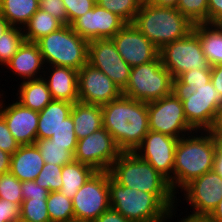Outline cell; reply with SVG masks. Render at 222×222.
Listing matches in <instances>:
<instances>
[{
	"label": "cell",
	"instance_id": "cell-8",
	"mask_svg": "<svg viewBox=\"0 0 222 222\" xmlns=\"http://www.w3.org/2000/svg\"><path fill=\"white\" fill-rule=\"evenodd\" d=\"M159 56L162 65L177 78L182 73L191 69H211L202 51L198 35L191 31L186 37L164 45Z\"/></svg>",
	"mask_w": 222,
	"mask_h": 222
},
{
	"label": "cell",
	"instance_id": "cell-55",
	"mask_svg": "<svg viewBox=\"0 0 222 222\" xmlns=\"http://www.w3.org/2000/svg\"><path fill=\"white\" fill-rule=\"evenodd\" d=\"M215 169L222 176V155H216Z\"/></svg>",
	"mask_w": 222,
	"mask_h": 222
},
{
	"label": "cell",
	"instance_id": "cell-50",
	"mask_svg": "<svg viewBox=\"0 0 222 222\" xmlns=\"http://www.w3.org/2000/svg\"><path fill=\"white\" fill-rule=\"evenodd\" d=\"M179 0H151L150 2L158 7L177 8Z\"/></svg>",
	"mask_w": 222,
	"mask_h": 222
},
{
	"label": "cell",
	"instance_id": "cell-38",
	"mask_svg": "<svg viewBox=\"0 0 222 222\" xmlns=\"http://www.w3.org/2000/svg\"><path fill=\"white\" fill-rule=\"evenodd\" d=\"M62 168L63 166L45 163L34 181L49 192L59 191L62 187Z\"/></svg>",
	"mask_w": 222,
	"mask_h": 222
},
{
	"label": "cell",
	"instance_id": "cell-48",
	"mask_svg": "<svg viewBox=\"0 0 222 222\" xmlns=\"http://www.w3.org/2000/svg\"><path fill=\"white\" fill-rule=\"evenodd\" d=\"M11 154L0 149V175L10 171Z\"/></svg>",
	"mask_w": 222,
	"mask_h": 222
},
{
	"label": "cell",
	"instance_id": "cell-56",
	"mask_svg": "<svg viewBox=\"0 0 222 222\" xmlns=\"http://www.w3.org/2000/svg\"><path fill=\"white\" fill-rule=\"evenodd\" d=\"M142 2H150L151 0H141Z\"/></svg>",
	"mask_w": 222,
	"mask_h": 222
},
{
	"label": "cell",
	"instance_id": "cell-6",
	"mask_svg": "<svg viewBox=\"0 0 222 222\" xmlns=\"http://www.w3.org/2000/svg\"><path fill=\"white\" fill-rule=\"evenodd\" d=\"M45 66L69 67L80 70L88 62V41L80 37L70 25L36 41Z\"/></svg>",
	"mask_w": 222,
	"mask_h": 222
},
{
	"label": "cell",
	"instance_id": "cell-9",
	"mask_svg": "<svg viewBox=\"0 0 222 222\" xmlns=\"http://www.w3.org/2000/svg\"><path fill=\"white\" fill-rule=\"evenodd\" d=\"M75 222H94L110 208L109 171H96L72 199Z\"/></svg>",
	"mask_w": 222,
	"mask_h": 222
},
{
	"label": "cell",
	"instance_id": "cell-23",
	"mask_svg": "<svg viewBox=\"0 0 222 222\" xmlns=\"http://www.w3.org/2000/svg\"><path fill=\"white\" fill-rule=\"evenodd\" d=\"M73 103L63 100H52L39 112L37 139H50L60 128L63 120L70 116Z\"/></svg>",
	"mask_w": 222,
	"mask_h": 222
},
{
	"label": "cell",
	"instance_id": "cell-53",
	"mask_svg": "<svg viewBox=\"0 0 222 222\" xmlns=\"http://www.w3.org/2000/svg\"><path fill=\"white\" fill-rule=\"evenodd\" d=\"M209 132H221L222 133V105L220 106V110L218 113V117L213 129L208 130Z\"/></svg>",
	"mask_w": 222,
	"mask_h": 222
},
{
	"label": "cell",
	"instance_id": "cell-24",
	"mask_svg": "<svg viewBox=\"0 0 222 222\" xmlns=\"http://www.w3.org/2000/svg\"><path fill=\"white\" fill-rule=\"evenodd\" d=\"M193 31L199 37L209 66L222 65V24L197 23Z\"/></svg>",
	"mask_w": 222,
	"mask_h": 222
},
{
	"label": "cell",
	"instance_id": "cell-29",
	"mask_svg": "<svg viewBox=\"0 0 222 222\" xmlns=\"http://www.w3.org/2000/svg\"><path fill=\"white\" fill-rule=\"evenodd\" d=\"M210 81L211 69H191L173 79L172 92L183 101Z\"/></svg>",
	"mask_w": 222,
	"mask_h": 222
},
{
	"label": "cell",
	"instance_id": "cell-51",
	"mask_svg": "<svg viewBox=\"0 0 222 222\" xmlns=\"http://www.w3.org/2000/svg\"><path fill=\"white\" fill-rule=\"evenodd\" d=\"M215 143L216 155H222V133L210 132Z\"/></svg>",
	"mask_w": 222,
	"mask_h": 222
},
{
	"label": "cell",
	"instance_id": "cell-31",
	"mask_svg": "<svg viewBox=\"0 0 222 222\" xmlns=\"http://www.w3.org/2000/svg\"><path fill=\"white\" fill-rule=\"evenodd\" d=\"M46 202L50 222H75L72 200L60 190L49 192Z\"/></svg>",
	"mask_w": 222,
	"mask_h": 222
},
{
	"label": "cell",
	"instance_id": "cell-18",
	"mask_svg": "<svg viewBox=\"0 0 222 222\" xmlns=\"http://www.w3.org/2000/svg\"><path fill=\"white\" fill-rule=\"evenodd\" d=\"M125 24L126 22L117 14L96 4L70 26L89 42L95 39H111Z\"/></svg>",
	"mask_w": 222,
	"mask_h": 222
},
{
	"label": "cell",
	"instance_id": "cell-30",
	"mask_svg": "<svg viewBox=\"0 0 222 222\" xmlns=\"http://www.w3.org/2000/svg\"><path fill=\"white\" fill-rule=\"evenodd\" d=\"M63 26L61 21L39 8L23 27V34L26 41L36 42L41 37L57 31Z\"/></svg>",
	"mask_w": 222,
	"mask_h": 222
},
{
	"label": "cell",
	"instance_id": "cell-36",
	"mask_svg": "<svg viewBox=\"0 0 222 222\" xmlns=\"http://www.w3.org/2000/svg\"><path fill=\"white\" fill-rule=\"evenodd\" d=\"M176 9L193 24L208 23V0H179Z\"/></svg>",
	"mask_w": 222,
	"mask_h": 222
},
{
	"label": "cell",
	"instance_id": "cell-2",
	"mask_svg": "<svg viewBox=\"0 0 222 222\" xmlns=\"http://www.w3.org/2000/svg\"><path fill=\"white\" fill-rule=\"evenodd\" d=\"M176 196L128 188L117 183L109 173L110 207L132 222H169L177 214L180 199Z\"/></svg>",
	"mask_w": 222,
	"mask_h": 222
},
{
	"label": "cell",
	"instance_id": "cell-35",
	"mask_svg": "<svg viewBox=\"0 0 222 222\" xmlns=\"http://www.w3.org/2000/svg\"><path fill=\"white\" fill-rule=\"evenodd\" d=\"M96 4L112 13L117 14L126 23H132L139 11L141 0H96Z\"/></svg>",
	"mask_w": 222,
	"mask_h": 222
},
{
	"label": "cell",
	"instance_id": "cell-21",
	"mask_svg": "<svg viewBox=\"0 0 222 222\" xmlns=\"http://www.w3.org/2000/svg\"><path fill=\"white\" fill-rule=\"evenodd\" d=\"M5 68L23 79L20 81L42 78L45 63L37 43L25 40Z\"/></svg>",
	"mask_w": 222,
	"mask_h": 222
},
{
	"label": "cell",
	"instance_id": "cell-16",
	"mask_svg": "<svg viewBox=\"0 0 222 222\" xmlns=\"http://www.w3.org/2000/svg\"><path fill=\"white\" fill-rule=\"evenodd\" d=\"M121 95V89L106 74L88 62L78 70L79 102L102 106Z\"/></svg>",
	"mask_w": 222,
	"mask_h": 222
},
{
	"label": "cell",
	"instance_id": "cell-11",
	"mask_svg": "<svg viewBox=\"0 0 222 222\" xmlns=\"http://www.w3.org/2000/svg\"><path fill=\"white\" fill-rule=\"evenodd\" d=\"M121 153L112 135L103 127L78 140L74 161L89 165L96 171H109Z\"/></svg>",
	"mask_w": 222,
	"mask_h": 222
},
{
	"label": "cell",
	"instance_id": "cell-33",
	"mask_svg": "<svg viewBox=\"0 0 222 222\" xmlns=\"http://www.w3.org/2000/svg\"><path fill=\"white\" fill-rule=\"evenodd\" d=\"M23 29L10 27L0 37V65L6 66L24 43Z\"/></svg>",
	"mask_w": 222,
	"mask_h": 222
},
{
	"label": "cell",
	"instance_id": "cell-46",
	"mask_svg": "<svg viewBox=\"0 0 222 222\" xmlns=\"http://www.w3.org/2000/svg\"><path fill=\"white\" fill-rule=\"evenodd\" d=\"M94 222H132L113 208L107 209Z\"/></svg>",
	"mask_w": 222,
	"mask_h": 222
},
{
	"label": "cell",
	"instance_id": "cell-44",
	"mask_svg": "<svg viewBox=\"0 0 222 222\" xmlns=\"http://www.w3.org/2000/svg\"><path fill=\"white\" fill-rule=\"evenodd\" d=\"M23 200L29 198H48L49 190L37 185L35 181L21 182Z\"/></svg>",
	"mask_w": 222,
	"mask_h": 222
},
{
	"label": "cell",
	"instance_id": "cell-20",
	"mask_svg": "<svg viewBox=\"0 0 222 222\" xmlns=\"http://www.w3.org/2000/svg\"><path fill=\"white\" fill-rule=\"evenodd\" d=\"M45 67L42 78L47 83L52 99L70 103L79 102L78 71L54 65Z\"/></svg>",
	"mask_w": 222,
	"mask_h": 222
},
{
	"label": "cell",
	"instance_id": "cell-25",
	"mask_svg": "<svg viewBox=\"0 0 222 222\" xmlns=\"http://www.w3.org/2000/svg\"><path fill=\"white\" fill-rule=\"evenodd\" d=\"M77 139L87 137L103 128L101 105L73 103L71 114Z\"/></svg>",
	"mask_w": 222,
	"mask_h": 222
},
{
	"label": "cell",
	"instance_id": "cell-12",
	"mask_svg": "<svg viewBox=\"0 0 222 222\" xmlns=\"http://www.w3.org/2000/svg\"><path fill=\"white\" fill-rule=\"evenodd\" d=\"M184 114L188 124L198 131H208L213 129L220 106L222 105V96L208 82L190 97L182 101Z\"/></svg>",
	"mask_w": 222,
	"mask_h": 222
},
{
	"label": "cell",
	"instance_id": "cell-13",
	"mask_svg": "<svg viewBox=\"0 0 222 222\" xmlns=\"http://www.w3.org/2000/svg\"><path fill=\"white\" fill-rule=\"evenodd\" d=\"M193 211L190 215L208 216L222 199V176L216 169L186 184L180 193Z\"/></svg>",
	"mask_w": 222,
	"mask_h": 222
},
{
	"label": "cell",
	"instance_id": "cell-40",
	"mask_svg": "<svg viewBox=\"0 0 222 222\" xmlns=\"http://www.w3.org/2000/svg\"><path fill=\"white\" fill-rule=\"evenodd\" d=\"M68 18V25H71L77 18L93 9L96 0H63Z\"/></svg>",
	"mask_w": 222,
	"mask_h": 222
},
{
	"label": "cell",
	"instance_id": "cell-4",
	"mask_svg": "<svg viewBox=\"0 0 222 222\" xmlns=\"http://www.w3.org/2000/svg\"><path fill=\"white\" fill-rule=\"evenodd\" d=\"M132 24L159 50L186 37L194 27L176 8L158 7L151 2H142Z\"/></svg>",
	"mask_w": 222,
	"mask_h": 222
},
{
	"label": "cell",
	"instance_id": "cell-15",
	"mask_svg": "<svg viewBox=\"0 0 222 222\" xmlns=\"http://www.w3.org/2000/svg\"><path fill=\"white\" fill-rule=\"evenodd\" d=\"M88 63L106 74L121 91L126 87L132 67L120 56L112 39L89 41Z\"/></svg>",
	"mask_w": 222,
	"mask_h": 222
},
{
	"label": "cell",
	"instance_id": "cell-52",
	"mask_svg": "<svg viewBox=\"0 0 222 222\" xmlns=\"http://www.w3.org/2000/svg\"><path fill=\"white\" fill-rule=\"evenodd\" d=\"M188 214H186V217H182L180 218L181 221L179 222H211L209 220V218L207 216H194V215H189L187 216Z\"/></svg>",
	"mask_w": 222,
	"mask_h": 222
},
{
	"label": "cell",
	"instance_id": "cell-1",
	"mask_svg": "<svg viewBox=\"0 0 222 222\" xmlns=\"http://www.w3.org/2000/svg\"><path fill=\"white\" fill-rule=\"evenodd\" d=\"M103 127L122 152H134L149 131L147 103L121 95L101 106Z\"/></svg>",
	"mask_w": 222,
	"mask_h": 222
},
{
	"label": "cell",
	"instance_id": "cell-22",
	"mask_svg": "<svg viewBox=\"0 0 222 222\" xmlns=\"http://www.w3.org/2000/svg\"><path fill=\"white\" fill-rule=\"evenodd\" d=\"M39 149L35 144L20 145L11 155L10 173L19 181H34L44 166Z\"/></svg>",
	"mask_w": 222,
	"mask_h": 222
},
{
	"label": "cell",
	"instance_id": "cell-28",
	"mask_svg": "<svg viewBox=\"0 0 222 222\" xmlns=\"http://www.w3.org/2000/svg\"><path fill=\"white\" fill-rule=\"evenodd\" d=\"M95 172L96 170L93 167L77 161L64 165L62 168V187L60 192L72 200L80 187L83 186Z\"/></svg>",
	"mask_w": 222,
	"mask_h": 222
},
{
	"label": "cell",
	"instance_id": "cell-39",
	"mask_svg": "<svg viewBox=\"0 0 222 222\" xmlns=\"http://www.w3.org/2000/svg\"><path fill=\"white\" fill-rule=\"evenodd\" d=\"M50 139L54 141L55 144L67 146V150L74 154L78 139L75 134L74 122L71 115L63 120L60 128Z\"/></svg>",
	"mask_w": 222,
	"mask_h": 222
},
{
	"label": "cell",
	"instance_id": "cell-45",
	"mask_svg": "<svg viewBox=\"0 0 222 222\" xmlns=\"http://www.w3.org/2000/svg\"><path fill=\"white\" fill-rule=\"evenodd\" d=\"M208 23L222 24V0H208Z\"/></svg>",
	"mask_w": 222,
	"mask_h": 222
},
{
	"label": "cell",
	"instance_id": "cell-34",
	"mask_svg": "<svg viewBox=\"0 0 222 222\" xmlns=\"http://www.w3.org/2000/svg\"><path fill=\"white\" fill-rule=\"evenodd\" d=\"M47 198H29L20 206V220L24 222H50Z\"/></svg>",
	"mask_w": 222,
	"mask_h": 222
},
{
	"label": "cell",
	"instance_id": "cell-3",
	"mask_svg": "<svg viewBox=\"0 0 222 222\" xmlns=\"http://www.w3.org/2000/svg\"><path fill=\"white\" fill-rule=\"evenodd\" d=\"M216 148L209 131H198L179 138L175 148L173 192L179 194L191 180L215 169Z\"/></svg>",
	"mask_w": 222,
	"mask_h": 222
},
{
	"label": "cell",
	"instance_id": "cell-37",
	"mask_svg": "<svg viewBox=\"0 0 222 222\" xmlns=\"http://www.w3.org/2000/svg\"><path fill=\"white\" fill-rule=\"evenodd\" d=\"M0 199H7L20 206L23 202L21 181L10 172L0 175Z\"/></svg>",
	"mask_w": 222,
	"mask_h": 222
},
{
	"label": "cell",
	"instance_id": "cell-19",
	"mask_svg": "<svg viewBox=\"0 0 222 222\" xmlns=\"http://www.w3.org/2000/svg\"><path fill=\"white\" fill-rule=\"evenodd\" d=\"M4 96L0 91V99ZM0 100V115L5 119L8 129L20 145H32L37 140L39 112L22 106L19 102L5 105Z\"/></svg>",
	"mask_w": 222,
	"mask_h": 222
},
{
	"label": "cell",
	"instance_id": "cell-7",
	"mask_svg": "<svg viewBox=\"0 0 222 222\" xmlns=\"http://www.w3.org/2000/svg\"><path fill=\"white\" fill-rule=\"evenodd\" d=\"M173 77L162 65L160 56L153 61L131 68L122 95L149 103L172 93Z\"/></svg>",
	"mask_w": 222,
	"mask_h": 222
},
{
	"label": "cell",
	"instance_id": "cell-14",
	"mask_svg": "<svg viewBox=\"0 0 222 222\" xmlns=\"http://www.w3.org/2000/svg\"><path fill=\"white\" fill-rule=\"evenodd\" d=\"M178 140V138L149 130L141 144L134 150V153L168 180L172 191L175 148Z\"/></svg>",
	"mask_w": 222,
	"mask_h": 222
},
{
	"label": "cell",
	"instance_id": "cell-17",
	"mask_svg": "<svg viewBox=\"0 0 222 222\" xmlns=\"http://www.w3.org/2000/svg\"><path fill=\"white\" fill-rule=\"evenodd\" d=\"M120 56L131 67L159 57V49L132 23H126L112 38Z\"/></svg>",
	"mask_w": 222,
	"mask_h": 222
},
{
	"label": "cell",
	"instance_id": "cell-10",
	"mask_svg": "<svg viewBox=\"0 0 222 222\" xmlns=\"http://www.w3.org/2000/svg\"><path fill=\"white\" fill-rule=\"evenodd\" d=\"M149 130L182 138L195 130L188 124L182 101L171 94L147 103Z\"/></svg>",
	"mask_w": 222,
	"mask_h": 222
},
{
	"label": "cell",
	"instance_id": "cell-27",
	"mask_svg": "<svg viewBox=\"0 0 222 222\" xmlns=\"http://www.w3.org/2000/svg\"><path fill=\"white\" fill-rule=\"evenodd\" d=\"M39 8L38 0H0V14L12 27L23 29Z\"/></svg>",
	"mask_w": 222,
	"mask_h": 222
},
{
	"label": "cell",
	"instance_id": "cell-42",
	"mask_svg": "<svg viewBox=\"0 0 222 222\" xmlns=\"http://www.w3.org/2000/svg\"><path fill=\"white\" fill-rule=\"evenodd\" d=\"M40 9L51 14L64 25H68V18L63 0H43L40 2Z\"/></svg>",
	"mask_w": 222,
	"mask_h": 222
},
{
	"label": "cell",
	"instance_id": "cell-54",
	"mask_svg": "<svg viewBox=\"0 0 222 222\" xmlns=\"http://www.w3.org/2000/svg\"><path fill=\"white\" fill-rule=\"evenodd\" d=\"M9 22L0 14V37L10 28Z\"/></svg>",
	"mask_w": 222,
	"mask_h": 222
},
{
	"label": "cell",
	"instance_id": "cell-41",
	"mask_svg": "<svg viewBox=\"0 0 222 222\" xmlns=\"http://www.w3.org/2000/svg\"><path fill=\"white\" fill-rule=\"evenodd\" d=\"M20 144L15 140L7 127L5 119L0 115V149L13 155Z\"/></svg>",
	"mask_w": 222,
	"mask_h": 222
},
{
	"label": "cell",
	"instance_id": "cell-26",
	"mask_svg": "<svg viewBox=\"0 0 222 222\" xmlns=\"http://www.w3.org/2000/svg\"><path fill=\"white\" fill-rule=\"evenodd\" d=\"M16 96V101L22 106L37 112L42 111L53 100L43 78L21 81Z\"/></svg>",
	"mask_w": 222,
	"mask_h": 222
},
{
	"label": "cell",
	"instance_id": "cell-32",
	"mask_svg": "<svg viewBox=\"0 0 222 222\" xmlns=\"http://www.w3.org/2000/svg\"><path fill=\"white\" fill-rule=\"evenodd\" d=\"M39 149L44 163L64 166L74 161V154L67 146L55 144L51 139H37L34 143Z\"/></svg>",
	"mask_w": 222,
	"mask_h": 222
},
{
	"label": "cell",
	"instance_id": "cell-47",
	"mask_svg": "<svg viewBox=\"0 0 222 222\" xmlns=\"http://www.w3.org/2000/svg\"><path fill=\"white\" fill-rule=\"evenodd\" d=\"M211 82L222 96V65L211 67Z\"/></svg>",
	"mask_w": 222,
	"mask_h": 222
},
{
	"label": "cell",
	"instance_id": "cell-49",
	"mask_svg": "<svg viewBox=\"0 0 222 222\" xmlns=\"http://www.w3.org/2000/svg\"><path fill=\"white\" fill-rule=\"evenodd\" d=\"M207 217L211 222H222V199Z\"/></svg>",
	"mask_w": 222,
	"mask_h": 222
},
{
	"label": "cell",
	"instance_id": "cell-43",
	"mask_svg": "<svg viewBox=\"0 0 222 222\" xmlns=\"http://www.w3.org/2000/svg\"><path fill=\"white\" fill-rule=\"evenodd\" d=\"M19 220L20 205L7 199H0V222H18Z\"/></svg>",
	"mask_w": 222,
	"mask_h": 222
},
{
	"label": "cell",
	"instance_id": "cell-5",
	"mask_svg": "<svg viewBox=\"0 0 222 222\" xmlns=\"http://www.w3.org/2000/svg\"><path fill=\"white\" fill-rule=\"evenodd\" d=\"M109 173L120 185L137 191L153 195H176L168 180L134 152H122Z\"/></svg>",
	"mask_w": 222,
	"mask_h": 222
}]
</instances>
